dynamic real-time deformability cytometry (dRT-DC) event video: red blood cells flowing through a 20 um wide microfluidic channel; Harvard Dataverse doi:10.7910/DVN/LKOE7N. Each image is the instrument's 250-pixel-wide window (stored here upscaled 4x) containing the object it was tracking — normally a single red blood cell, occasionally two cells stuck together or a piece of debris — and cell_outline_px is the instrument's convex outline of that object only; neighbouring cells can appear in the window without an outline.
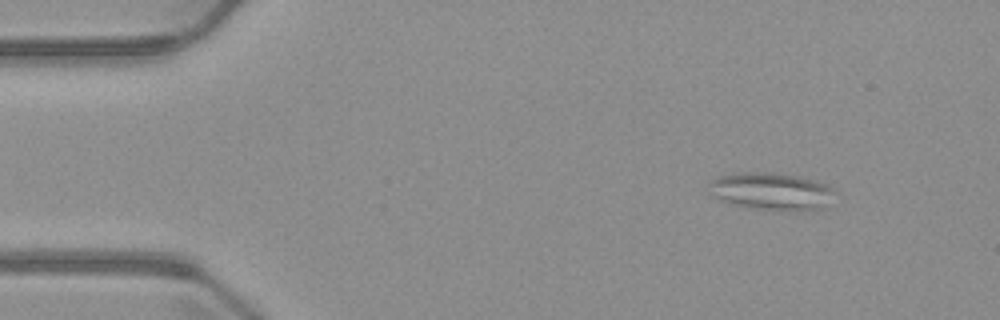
{"species": "common noctule bat (a hibernating species)", "species_latin": "Nyctalus noctula", "temperature_condition": "warm", "stored_images_in_passage": 6, "camera_frame_rate_fps": 3000, "um_per_image_px": 0.085, "animal": {"sex": "male", "body_mass_g": 23.1, "forearm_length_mm": 52.7}, "frame": {"image": 1, "passage_image": 1, "time_ms": 0.0, "image_size_px": [1000, 320], "cell_outline_px": [[836, 192], [828, 208], [792, 212], [756, 208], [736, 204], [720, 200], [712, 196], [708, 184], [712, 180], [720, 176], [744, 172], [768, 172], [796, 176], [816, 180], [828, 184]], "centroid_in_image_um": [65.66, 16.28], "position_along_channel_um": 19.3, "area_um2": 27.74}}
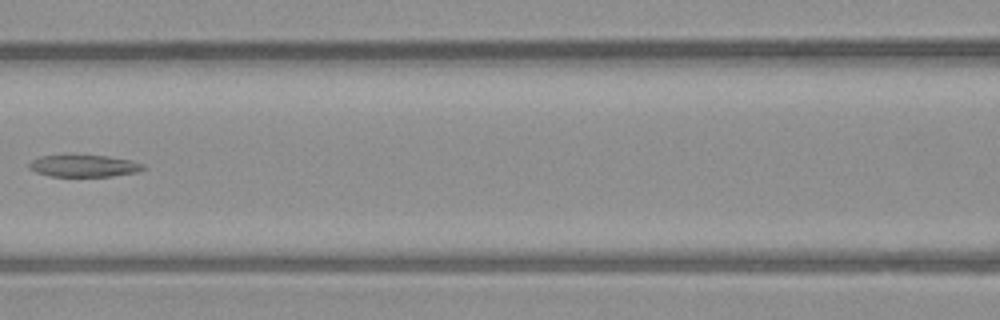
{"frame": {"image": 2, "passage_image": 5, "time_ms": 5.667, "image_size_px": [1000, 320], "cell_outline_px": [[148, 168], [140, 172], [112, 176], [48, 176], [36, 172], [28, 168], [28, 164], [32, 160], [40, 156], [64, 152], [72, 152], [108, 156], [132, 160], [144, 164]], "centroid_in_image_um": [7.12, 14.04], "position_along_channel_um": 159.5, "area_um2": 15.72}}
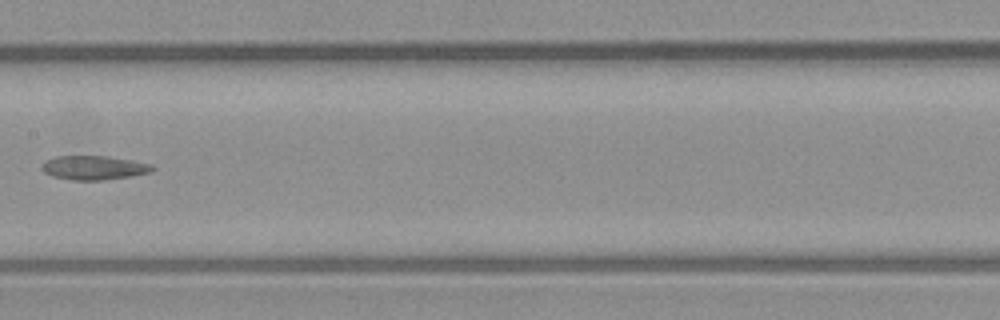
{"frame": {"image": 3, "passage_image": 6, "time_ms": 6.667, "image_size_px": [1000, 320], "cell_outline_px": [[156, 168], [152, 172], [132, 176], [104, 180], [72, 180], [52, 176], [44, 172], [40, 168], [40, 164], [56, 156], [108, 156], [132, 160], [152, 164]], "centroid_in_image_um": [8.0, 14.26], "position_along_channel_um": 199.4, "area_um2": 15.66}}